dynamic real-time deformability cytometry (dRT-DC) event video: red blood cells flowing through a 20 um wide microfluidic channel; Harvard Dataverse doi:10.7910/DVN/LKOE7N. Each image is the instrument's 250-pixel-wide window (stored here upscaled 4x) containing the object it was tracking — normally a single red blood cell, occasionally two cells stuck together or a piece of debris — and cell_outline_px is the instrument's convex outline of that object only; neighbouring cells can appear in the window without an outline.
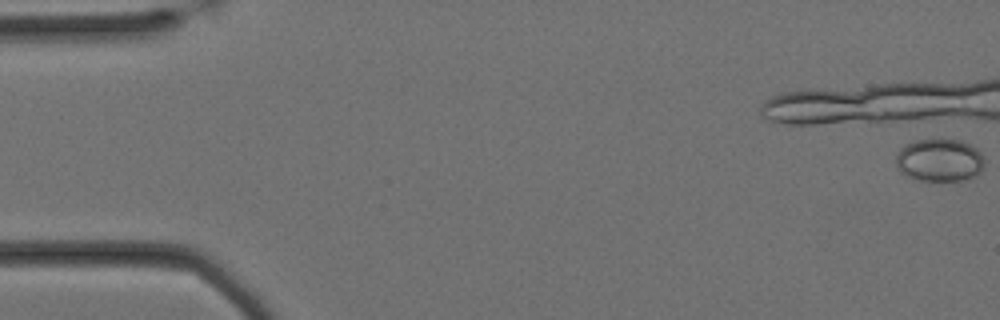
{"species": "Egyptian fruit bat (a non-hibernating species)", "species_latin": "Rousettus aegyptiacus", "temperature_condition": "cold", "stored_images_in_passage": 3, "camera_frame_rate_fps": 3000, "um_per_image_px": 0.085, "animal": {"sex": "female"}, "frame": {"image": 1, "passage_image": 1, "time_ms": 0.0, "image_size_px": [1000, 320], "cell_outline_px": [[984, 168], [976, 176], [968, 180], [920, 180], [908, 176], [900, 172], [896, 168], [896, 156], [900, 148], [916, 140], [960, 140], [976, 148], [984, 156]], "centroid_in_image_um": [79.88, 13.63], "position_along_channel_um": 5.1, "area_um2": 22.08}}